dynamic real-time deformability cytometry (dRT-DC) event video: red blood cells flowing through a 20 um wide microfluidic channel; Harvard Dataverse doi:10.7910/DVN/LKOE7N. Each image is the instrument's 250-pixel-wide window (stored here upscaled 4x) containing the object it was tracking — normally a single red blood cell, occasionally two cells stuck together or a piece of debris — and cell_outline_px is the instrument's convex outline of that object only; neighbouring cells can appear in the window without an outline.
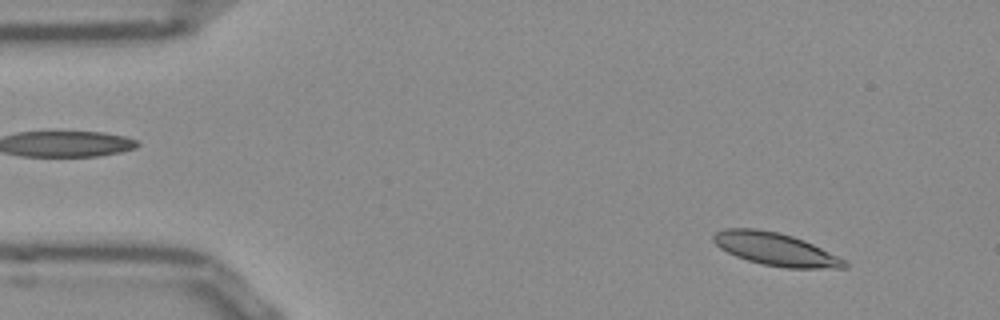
{"species": "Egyptian fruit bat (a non-hibernating species)", "species_latin": "Rousettus aegyptiacus", "temperature_condition": "room temperature", "stored_images_in_passage": 51, "camera_frame_rate_fps": 3000, "um_per_image_px": 0.085, "frame": {"image": 1, "passage_image": 4, "time_ms": 1.0, "image_size_px": [1000, 320], "cell_outline_px": [[848, 268], [784, 268], [760, 264], [736, 256], [720, 248], [712, 240], [712, 236], [716, 232], [724, 228], [756, 228], [776, 232], [792, 236], [804, 240], [844, 260], [848, 264]], "centroid_in_image_um": [65.88, 21.18], "position_along_channel_um": 19.1, "area_um2": 24.85}}
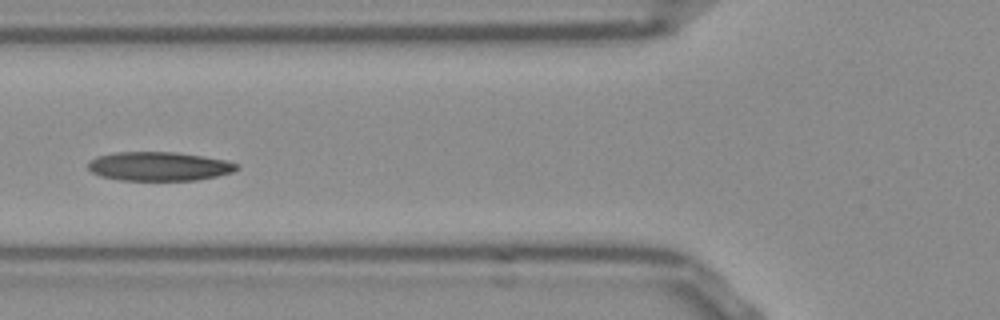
{"frame": {"image": 2, "passage_image": 18, "time_ms": 5.667, "image_size_px": [1000, 320], "cell_outline_px": [[240, 168], [232, 172], [216, 176], [196, 180], [120, 180], [100, 176], [92, 172], [88, 168], [88, 160], [96, 156], [116, 152], [176, 152], [204, 156], [228, 160], [240, 164]], "centroid_in_image_um": [13.53, 14.13], "position_along_channel_um": 112.3, "area_um2": 25.32}}
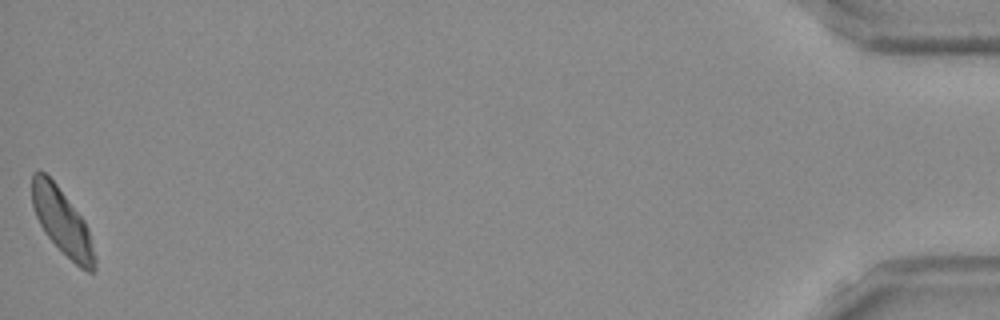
{"frame": {"image": 3, "passage_image": 51, "time_ms": 16.667, "image_size_px": [1000, 320], "cell_outline_px": [[96, 268], [92, 272], [88, 272], [80, 268], [44, 232], [36, 216], [32, 204], [32, 172], [44, 172], [56, 184], [84, 220], [88, 228], [96, 256]], "centroid_in_image_um": [5.3, 18.86], "position_along_channel_um": 429.9, "area_um2": 23.64}, "authors_computed_cell_mechanics": {"area_um2": 24.854, "velocity_mm_per_s": 3.8111, "shape_relaxation_time_tau1_ms": 4.0058, "shape_relaxation_time_tau2_ms": 4.6094, "deformation_change_tau1": 0.1088, "deformation_change_tau2": 0.1109}}